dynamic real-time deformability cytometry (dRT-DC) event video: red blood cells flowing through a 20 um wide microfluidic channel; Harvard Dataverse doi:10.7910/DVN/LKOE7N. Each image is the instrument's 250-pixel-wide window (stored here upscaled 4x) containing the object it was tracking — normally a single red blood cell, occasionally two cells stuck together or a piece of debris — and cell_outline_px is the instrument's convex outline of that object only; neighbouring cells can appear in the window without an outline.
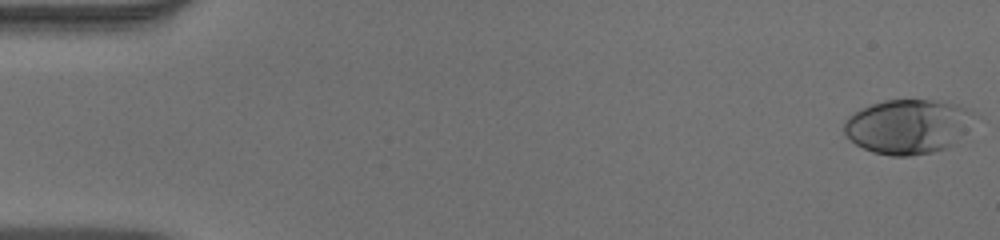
{"species": "human", "species_latin": "Homo sapiens", "temperature_condition": "warm", "stored_images_in_passage": 52, "camera_frame_rate_fps": 3000, "um_per_image_px": 0.085, "donor": {"sex": "male"}, "frame": {"image": 1, "passage_image": 1, "time_ms": 0.0, "image_size_px": [1000, 240], "cell_outline_px": [[976, 116], [952, 144], [944, 148], [932, 152], [908, 156], [892, 156], [872, 152], [856, 144], [844, 132], [844, 120], [848, 116], [860, 108], [884, 100], [936, 100], [956, 104], [972, 108]], "centroid_in_image_um": [77.15, 10.73], "position_along_channel_um": 7.9, "area_um2": 41.1}}
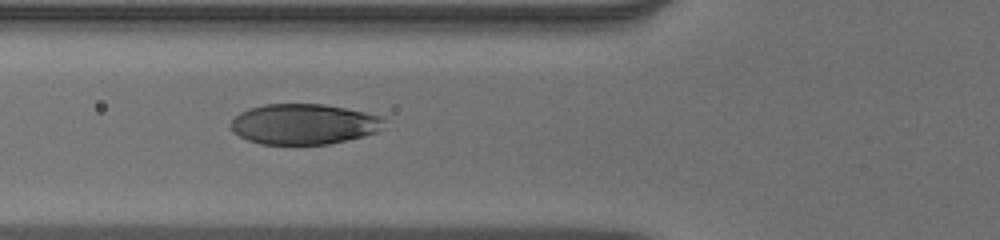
{"frame": {"image": 2, "passage_image": 20, "time_ms": 6.333, "image_size_px": [1000, 240], "cell_outline_px": [[384, 128], [376, 132], [364, 136], [328, 144], [260, 144], [248, 140], [232, 132], [228, 124], [240, 112], [248, 108], [264, 104], [324, 104], [364, 112], [380, 116], [384, 120]], "centroid_in_image_um": [25.79, 10.55], "position_along_channel_um": 100.0, "area_um2": 36.3}}
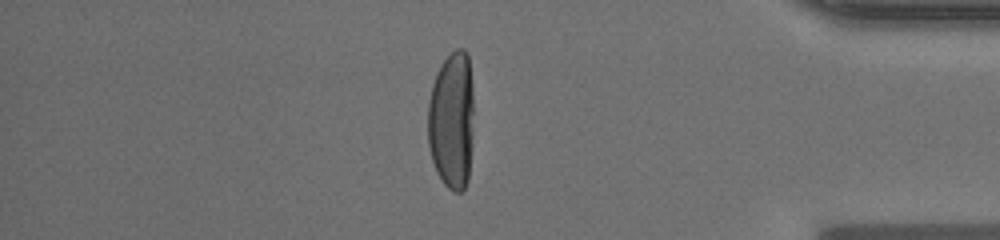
{"frame": {"image": 3, "passage_image": 45, "time_ms": 14.667, "image_size_px": [1000, 240], "cell_outline_px": [[472, 136], [468, 180], [464, 188], [460, 192], [452, 192], [444, 184], [436, 172], [428, 148], [428, 100], [432, 84], [436, 72], [440, 64], [456, 48], [464, 48], [468, 52], [472, 84]], "centroid_in_image_um": [38.38, 10.22], "position_along_channel_um": 396.8, "area_um2": 37.34}, "authors_computed_cell_mechanics": {"area_um2": 38.9861, "velocity_mm_per_s": 3.9163, "shape_relaxation_time_tau1_ms": 4.354, "shape_relaxation_time_tau2_ms": null, "deformation_change_tau1": 0.2561, "deformation_change_tau2": null}}